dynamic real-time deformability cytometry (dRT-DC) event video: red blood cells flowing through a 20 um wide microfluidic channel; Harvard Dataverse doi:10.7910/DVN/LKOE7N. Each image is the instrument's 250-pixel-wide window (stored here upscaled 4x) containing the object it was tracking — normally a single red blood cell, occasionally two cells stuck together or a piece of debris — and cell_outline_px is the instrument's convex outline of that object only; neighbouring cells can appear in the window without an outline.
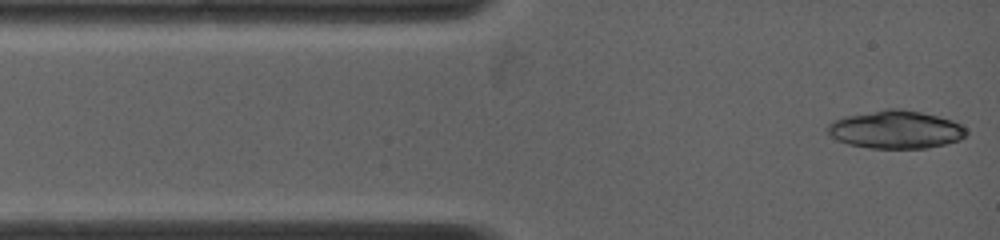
{"species": "common noctule bat (a hibernating species)", "species_latin": "Nyctalus noctula", "temperature_condition": "warm", "stored_images_in_passage": 8, "camera_frame_rate_fps": 5000, "um_per_image_px": 0.085, "animal": {"sex": "female", "body_mass_g": 19.0, "forearm_length_mm": 53.3}, "frame": {"image": 1, "passage_image": 1, "time_ms": 0.0, "image_size_px": [1000, 240], "cell_outline_px": [[968, 132], [960, 140], [928, 148], [872, 148], [848, 144], [836, 140], [828, 136], [828, 124], [832, 120], [844, 116], [888, 108], [900, 108], [920, 112], [952, 120], [960, 124]], "centroid_in_image_um": [76.1, 11.01], "position_along_channel_um": 8.9, "area_um2": 30.75}}